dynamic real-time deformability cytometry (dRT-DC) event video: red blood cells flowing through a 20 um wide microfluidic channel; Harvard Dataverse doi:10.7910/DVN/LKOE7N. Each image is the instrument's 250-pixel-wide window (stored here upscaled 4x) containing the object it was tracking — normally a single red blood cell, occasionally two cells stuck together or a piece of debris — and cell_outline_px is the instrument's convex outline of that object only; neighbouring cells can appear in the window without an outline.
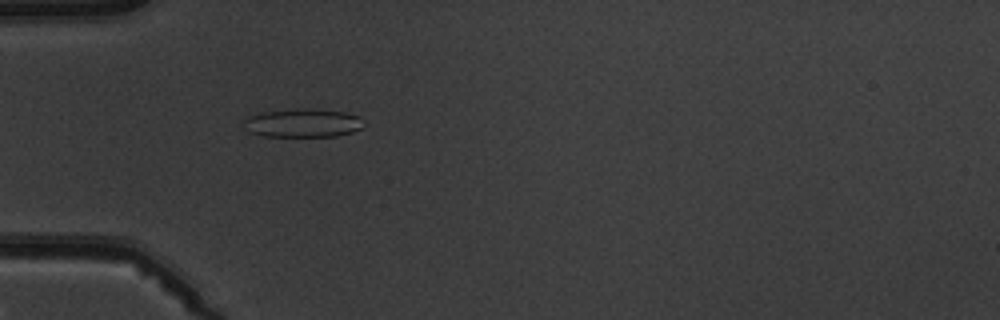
{"species": "common noctule bat (a hibernating species)", "species_latin": "Nyctalus noctula", "temperature_condition": "warm", "stored_images_in_passage": 6, "camera_frame_rate_fps": 3000, "um_per_image_px": 0.085, "animal": {"sex": "male", "body_mass_g": 19.5, "forearm_length_mm": 54.6}, "frame": {"image": 1, "passage_image": 6, "time_ms": 6.0, "image_size_px": [1000, 320], "cell_outline_px": [[364, 128], [352, 132], [336, 136], [264, 136], [248, 132], [244, 120], [248, 116], [260, 112], [308, 108], [344, 112], [360, 116]], "centroid_in_image_um": [25.76, 10.45], "position_along_channel_um": 59.2, "area_um2": 19.88}}